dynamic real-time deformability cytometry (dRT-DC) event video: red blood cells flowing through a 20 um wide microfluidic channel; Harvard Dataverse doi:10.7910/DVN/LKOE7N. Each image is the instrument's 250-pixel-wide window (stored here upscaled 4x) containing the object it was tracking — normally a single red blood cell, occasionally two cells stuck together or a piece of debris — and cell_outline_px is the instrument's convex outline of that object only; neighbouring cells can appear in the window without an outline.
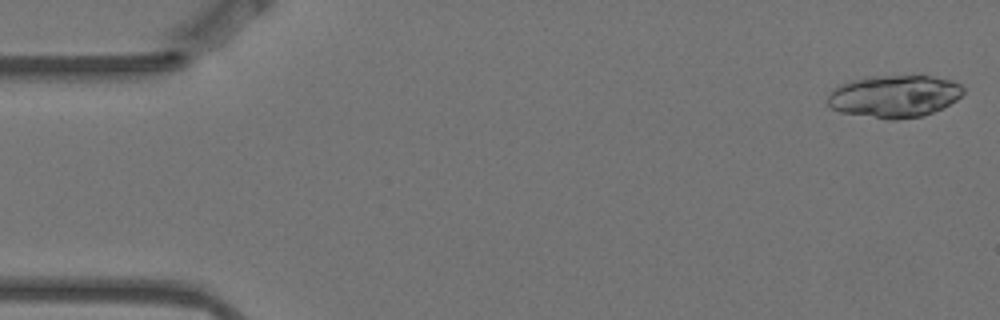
{"species": "Egyptian fruit bat (a non-hibernating species)", "species_latin": "Rousettus aegyptiacus", "temperature_condition": "warm", "stored_images_in_passage": 5, "camera_frame_rate_fps": 3000, "um_per_image_px": 0.085, "animal": {"sex": "female"}, "frame": {"image": 1, "passage_image": 1, "time_ms": 0.0, "image_size_px": [1000, 320], "cell_outline_px": [[964, 92], [956, 100], [924, 116], [896, 120], [888, 120], [840, 112], [832, 108], [828, 104], [828, 96], [832, 88], [840, 84], [852, 80], [868, 76], [920, 72], [952, 80], [960, 84], [964, 88]], "centroid_in_image_um": [76.04, 8.13], "position_along_channel_um": 9.0, "area_um2": 34.62}}